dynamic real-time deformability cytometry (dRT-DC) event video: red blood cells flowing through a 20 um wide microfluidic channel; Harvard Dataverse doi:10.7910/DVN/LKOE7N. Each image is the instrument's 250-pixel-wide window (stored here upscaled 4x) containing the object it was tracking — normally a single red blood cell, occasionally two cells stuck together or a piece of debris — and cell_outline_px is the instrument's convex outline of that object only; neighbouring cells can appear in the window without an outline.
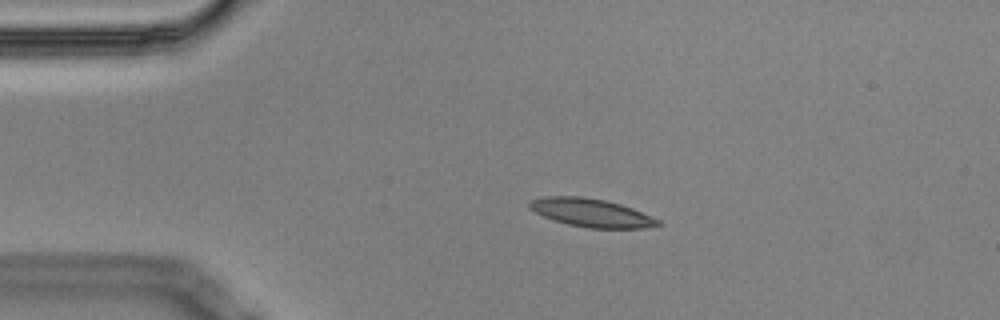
{"species": "Egyptian fruit bat (a non-hibernating species)", "species_latin": "Rousettus aegyptiacus", "temperature_condition": "cold", "stored_images_in_passage": 4, "camera_frame_rate_fps": 3000, "um_per_image_px": 0.085, "animal": {"sex": "male"}, "frame": {"image": 1, "passage_image": 3, "time_ms": 0.667, "image_size_px": [1000, 320], "cell_outline_px": [[660, 224], [644, 228], [588, 228], [568, 224], [544, 216], [528, 208], [528, 200], [544, 196], [580, 196], [604, 200], [620, 204], [632, 208], [660, 220]], "centroid_in_image_um": [50.22, 18.07], "position_along_channel_um": 34.8, "area_um2": 20.98}}